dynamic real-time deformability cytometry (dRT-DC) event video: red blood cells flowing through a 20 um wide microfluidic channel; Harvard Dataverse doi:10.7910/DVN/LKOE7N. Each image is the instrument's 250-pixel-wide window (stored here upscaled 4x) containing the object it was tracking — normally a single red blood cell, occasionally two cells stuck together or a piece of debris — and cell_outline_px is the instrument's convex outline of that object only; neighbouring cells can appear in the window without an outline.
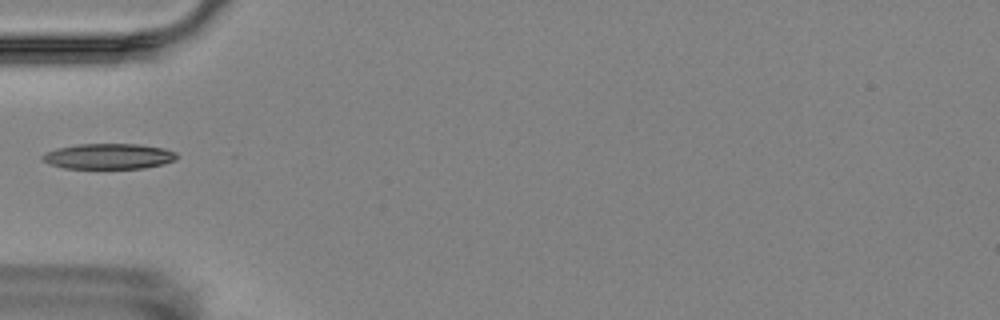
{"species": "Egyptian fruit bat (a non-hibernating species)", "species_latin": "Rousettus aegyptiacus", "temperature_condition": "room temperature", "stored_images_in_passage": 5, "camera_frame_rate_fps": 3000, "um_per_image_px": 0.085, "animal": {"sex": "female"}, "frame": {"image": 1, "passage_image": 5, "time_ms": 4.667, "image_size_px": [1000, 320], "cell_outline_px": [[176, 160], [164, 164], [144, 168], [64, 168], [48, 164], [40, 160], [40, 156], [44, 152], [56, 148], [80, 144], [140, 144], [164, 148], [176, 152]], "centroid_in_image_um": [9.2, 13.28], "position_along_channel_um": 75.8, "area_um2": 20.17}}